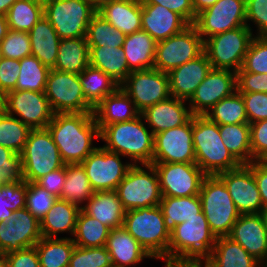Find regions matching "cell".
Instances as JSON below:
<instances>
[{
	"label": "cell",
	"mask_w": 267,
	"mask_h": 267,
	"mask_svg": "<svg viewBox=\"0 0 267 267\" xmlns=\"http://www.w3.org/2000/svg\"><path fill=\"white\" fill-rule=\"evenodd\" d=\"M47 129L65 164H81L97 148L93 139L100 138L93 113L54 114Z\"/></svg>",
	"instance_id": "6da1fadb"
},
{
	"label": "cell",
	"mask_w": 267,
	"mask_h": 267,
	"mask_svg": "<svg viewBox=\"0 0 267 267\" xmlns=\"http://www.w3.org/2000/svg\"><path fill=\"white\" fill-rule=\"evenodd\" d=\"M143 120L140 115L136 119L105 126L100 131L99 139L106 142L102 147L130 158L133 165L152 164L154 134Z\"/></svg>",
	"instance_id": "7a4b0ae2"
},
{
	"label": "cell",
	"mask_w": 267,
	"mask_h": 267,
	"mask_svg": "<svg viewBox=\"0 0 267 267\" xmlns=\"http://www.w3.org/2000/svg\"><path fill=\"white\" fill-rule=\"evenodd\" d=\"M192 139L195 163L207 176H215L241 166L223 144L219 125L205 115H193Z\"/></svg>",
	"instance_id": "3957f363"
},
{
	"label": "cell",
	"mask_w": 267,
	"mask_h": 267,
	"mask_svg": "<svg viewBox=\"0 0 267 267\" xmlns=\"http://www.w3.org/2000/svg\"><path fill=\"white\" fill-rule=\"evenodd\" d=\"M216 239L201 211L198 217L176 225L170 233L168 262H203L213 250Z\"/></svg>",
	"instance_id": "277c9868"
},
{
	"label": "cell",
	"mask_w": 267,
	"mask_h": 267,
	"mask_svg": "<svg viewBox=\"0 0 267 267\" xmlns=\"http://www.w3.org/2000/svg\"><path fill=\"white\" fill-rule=\"evenodd\" d=\"M123 226L152 258L168 261L170 233L159 205L126 211Z\"/></svg>",
	"instance_id": "5b68a950"
},
{
	"label": "cell",
	"mask_w": 267,
	"mask_h": 267,
	"mask_svg": "<svg viewBox=\"0 0 267 267\" xmlns=\"http://www.w3.org/2000/svg\"><path fill=\"white\" fill-rule=\"evenodd\" d=\"M199 197L211 232L216 238L228 236L241 214L224 182L217 175L206 176Z\"/></svg>",
	"instance_id": "8992f818"
},
{
	"label": "cell",
	"mask_w": 267,
	"mask_h": 267,
	"mask_svg": "<svg viewBox=\"0 0 267 267\" xmlns=\"http://www.w3.org/2000/svg\"><path fill=\"white\" fill-rule=\"evenodd\" d=\"M21 161L23 179L28 183H36L49 172L65 165L47 128L30 130Z\"/></svg>",
	"instance_id": "52a82bcc"
},
{
	"label": "cell",
	"mask_w": 267,
	"mask_h": 267,
	"mask_svg": "<svg viewBox=\"0 0 267 267\" xmlns=\"http://www.w3.org/2000/svg\"><path fill=\"white\" fill-rule=\"evenodd\" d=\"M116 192L126 211L155 207L162 199L158 174L151 164L133 165L118 185Z\"/></svg>",
	"instance_id": "ba28073f"
},
{
	"label": "cell",
	"mask_w": 267,
	"mask_h": 267,
	"mask_svg": "<svg viewBox=\"0 0 267 267\" xmlns=\"http://www.w3.org/2000/svg\"><path fill=\"white\" fill-rule=\"evenodd\" d=\"M44 16L60 39L86 37L89 22L97 12L88 0H43Z\"/></svg>",
	"instance_id": "9c48e42d"
},
{
	"label": "cell",
	"mask_w": 267,
	"mask_h": 267,
	"mask_svg": "<svg viewBox=\"0 0 267 267\" xmlns=\"http://www.w3.org/2000/svg\"><path fill=\"white\" fill-rule=\"evenodd\" d=\"M253 37V32L246 25L207 38L204 52L212 68L240 70Z\"/></svg>",
	"instance_id": "30bf717a"
},
{
	"label": "cell",
	"mask_w": 267,
	"mask_h": 267,
	"mask_svg": "<svg viewBox=\"0 0 267 267\" xmlns=\"http://www.w3.org/2000/svg\"><path fill=\"white\" fill-rule=\"evenodd\" d=\"M204 52V41L193 24L163 41L157 42L154 68L170 73Z\"/></svg>",
	"instance_id": "8fae6325"
},
{
	"label": "cell",
	"mask_w": 267,
	"mask_h": 267,
	"mask_svg": "<svg viewBox=\"0 0 267 267\" xmlns=\"http://www.w3.org/2000/svg\"><path fill=\"white\" fill-rule=\"evenodd\" d=\"M45 95L54 114L93 113L94 108L85 99L78 74L51 69Z\"/></svg>",
	"instance_id": "7c38bea8"
},
{
	"label": "cell",
	"mask_w": 267,
	"mask_h": 267,
	"mask_svg": "<svg viewBox=\"0 0 267 267\" xmlns=\"http://www.w3.org/2000/svg\"><path fill=\"white\" fill-rule=\"evenodd\" d=\"M120 87L140 113L171 97L169 75L155 68L132 71Z\"/></svg>",
	"instance_id": "4fadbf2b"
},
{
	"label": "cell",
	"mask_w": 267,
	"mask_h": 267,
	"mask_svg": "<svg viewBox=\"0 0 267 267\" xmlns=\"http://www.w3.org/2000/svg\"><path fill=\"white\" fill-rule=\"evenodd\" d=\"M95 192L116 190L133 163L121 161V155L97 147L81 163Z\"/></svg>",
	"instance_id": "5bb4252c"
},
{
	"label": "cell",
	"mask_w": 267,
	"mask_h": 267,
	"mask_svg": "<svg viewBox=\"0 0 267 267\" xmlns=\"http://www.w3.org/2000/svg\"><path fill=\"white\" fill-rule=\"evenodd\" d=\"M193 25L203 41L213 35L246 26V0H219L197 14Z\"/></svg>",
	"instance_id": "9a60e30c"
},
{
	"label": "cell",
	"mask_w": 267,
	"mask_h": 267,
	"mask_svg": "<svg viewBox=\"0 0 267 267\" xmlns=\"http://www.w3.org/2000/svg\"><path fill=\"white\" fill-rule=\"evenodd\" d=\"M157 171L162 196L199 195L207 176L196 163H152Z\"/></svg>",
	"instance_id": "2e32d148"
},
{
	"label": "cell",
	"mask_w": 267,
	"mask_h": 267,
	"mask_svg": "<svg viewBox=\"0 0 267 267\" xmlns=\"http://www.w3.org/2000/svg\"><path fill=\"white\" fill-rule=\"evenodd\" d=\"M195 163L192 118L182 126L154 135L152 163Z\"/></svg>",
	"instance_id": "e0dca14e"
},
{
	"label": "cell",
	"mask_w": 267,
	"mask_h": 267,
	"mask_svg": "<svg viewBox=\"0 0 267 267\" xmlns=\"http://www.w3.org/2000/svg\"><path fill=\"white\" fill-rule=\"evenodd\" d=\"M41 238L40 221L26 207L0 222V252L5 255L35 246Z\"/></svg>",
	"instance_id": "ac0fdd59"
},
{
	"label": "cell",
	"mask_w": 267,
	"mask_h": 267,
	"mask_svg": "<svg viewBox=\"0 0 267 267\" xmlns=\"http://www.w3.org/2000/svg\"><path fill=\"white\" fill-rule=\"evenodd\" d=\"M7 114H16L30 129H45L54 112L45 92L12 90L7 92Z\"/></svg>",
	"instance_id": "d6986e66"
},
{
	"label": "cell",
	"mask_w": 267,
	"mask_h": 267,
	"mask_svg": "<svg viewBox=\"0 0 267 267\" xmlns=\"http://www.w3.org/2000/svg\"><path fill=\"white\" fill-rule=\"evenodd\" d=\"M236 91L235 71L212 68L188 101L191 113L205 115L219 101Z\"/></svg>",
	"instance_id": "ffe728a7"
},
{
	"label": "cell",
	"mask_w": 267,
	"mask_h": 267,
	"mask_svg": "<svg viewBox=\"0 0 267 267\" xmlns=\"http://www.w3.org/2000/svg\"><path fill=\"white\" fill-rule=\"evenodd\" d=\"M226 185L239 213L256 214L263 208L253 171L247 165L217 175Z\"/></svg>",
	"instance_id": "44dd1931"
},
{
	"label": "cell",
	"mask_w": 267,
	"mask_h": 267,
	"mask_svg": "<svg viewBox=\"0 0 267 267\" xmlns=\"http://www.w3.org/2000/svg\"><path fill=\"white\" fill-rule=\"evenodd\" d=\"M240 244L261 264L267 260V230L259 213L242 214L227 236Z\"/></svg>",
	"instance_id": "7402d4cb"
},
{
	"label": "cell",
	"mask_w": 267,
	"mask_h": 267,
	"mask_svg": "<svg viewBox=\"0 0 267 267\" xmlns=\"http://www.w3.org/2000/svg\"><path fill=\"white\" fill-rule=\"evenodd\" d=\"M211 70L212 65L205 52L197 58L173 69L168 73L171 96L189 101L196 88Z\"/></svg>",
	"instance_id": "603a6c76"
},
{
	"label": "cell",
	"mask_w": 267,
	"mask_h": 267,
	"mask_svg": "<svg viewBox=\"0 0 267 267\" xmlns=\"http://www.w3.org/2000/svg\"><path fill=\"white\" fill-rule=\"evenodd\" d=\"M185 103V100L171 96L147 108L141 115L155 135L167 129L182 126L193 117L190 108L186 107Z\"/></svg>",
	"instance_id": "cb8c5ba5"
},
{
	"label": "cell",
	"mask_w": 267,
	"mask_h": 267,
	"mask_svg": "<svg viewBox=\"0 0 267 267\" xmlns=\"http://www.w3.org/2000/svg\"><path fill=\"white\" fill-rule=\"evenodd\" d=\"M141 7V29L156 42L174 36L190 25L181 15L161 5L141 4Z\"/></svg>",
	"instance_id": "d4e9b609"
},
{
	"label": "cell",
	"mask_w": 267,
	"mask_h": 267,
	"mask_svg": "<svg viewBox=\"0 0 267 267\" xmlns=\"http://www.w3.org/2000/svg\"><path fill=\"white\" fill-rule=\"evenodd\" d=\"M105 247L111 256L113 267H134L144 258L157 259L152 258L124 226L110 230Z\"/></svg>",
	"instance_id": "484cf974"
},
{
	"label": "cell",
	"mask_w": 267,
	"mask_h": 267,
	"mask_svg": "<svg viewBox=\"0 0 267 267\" xmlns=\"http://www.w3.org/2000/svg\"><path fill=\"white\" fill-rule=\"evenodd\" d=\"M93 114L99 131L107 125L136 119L141 115L134 102L121 87L106 96L94 108Z\"/></svg>",
	"instance_id": "4316f807"
},
{
	"label": "cell",
	"mask_w": 267,
	"mask_h": 267,
	"mask_svg": "<svg viewBox=\"0 0 267 267\" xmlns=\"http://www.w3.org/2000/svg\"><path fill=\"white\" fill-rule=\"evenodd\" d=\"M81 209L110 230L123 226L126 210L116 190L94 192Z\"/></svg>",
	"instance_id": "83f0119b"
},
{
	"label": "cell",
	"mask_w": 267,
	"mask_h": 267,
	"mask_svg": "<svg viewBox=\"0 0 267 267\" xmlns=\"http://www.w3.org/2000/svg\"><path fill=\"white\" fill-rule=\"evenodd\" d=\"M97 12L125 35L141 30V0H113Z\"/></svg>",
	"instance_id": "f1b7e54d"
},
{
	"label": "cell",
	"mask_w": 267,
	"mask_h": 267,
	"mask_svg": "<svg viewBox=\"0 0 267 267\" xmlns=\"http://www.w3.org/2000/svg\"><path fill=\"white\" fill-rule=\"evenodd\" d=\"M80 210L79 205L57 198L50 210L40 220L42 237L59 238L57 235L60 233H70L73 236Z\"/></svg>",
	"instance_id": "f546056e"
},
{
	"label": "cell",
	"mask_w": 267,
	"mask_h": 267,
	"mask_svg": "<svg viewBox=\"0 0 267 267\" xmlns=\"http://www.w3.org/2000/svg\"><path fill=\"white\" fill-rule=\"evenodd\" d=\"M205 267H260L261 263L229 237H218Z\"/></svg>",
	"instance_id": "4dcf8cb0"
},
{
	"label": "cell",
	"mask_w": 267,
	"mask_h": 267,
	"mask_svg": "<svg viewBox=\"0 0 267 267\" xmlns=\"http://www.w3.org/2000/svg\"><path fill=\"white\" fill-rule=\"evenodd\" d=\"M28 33L31 55H34L43 65L53 69L61 39L49 20L43 16Z\"/></svg>",
	"instance_id": "1f68e13d"
},
{
	"label": "cell",
	"mask_w": 267,
	"mask_h": 267,
	"mask_svg": "<svg viewBox=\"0 0 267 267\" xmlns=\"http://www.w3.org/2000/svg\"><path fill=\"white\" fill-rule=\"evenodd\" d=\"M156 44L142 29L126 35L122 48L131 72L154 68Z\"/></svg>",
	"instance_id": "d6a6232c"
},
{
	"label": "cell",
	"mask_w": 267,
	"mask_h": 267,
	"mask_svg": "<svg viewBox=\"0 0 267 267\" xmlns=\"http://www.w3.org/2000/svg\"><path fill=\"white\" fill-rule=\"evenodd\" d=\"M86 37L61 39L53 69L80 75L89 66Z\"/></svg>",
	"instance_id": "836d02e7"
},
{
	"label": "cell",
	"mask_w": 267,
	"mask_h": 267,
	"mask_svg": "<svg viewBox=\"0 0 267 267\" xmlns=\"http://www.w3.org/2000/svg\"><path fill=\"white\" fill-rule=\"evenodd\" d=\"M89 65L100 69L120 85L131 73L122 47H89Z\"/></svg>",
	"instance_id": "e575fe53"
},
{
	"label": "cell",
	"mask_w": 267,
	"mask_h": 267,
	"mask_svg": "<svg viewBox=\"0 0 267 267\" xmlns=\"http://www.w3.org/2000/svg\"><path fill=\"white\" fill-rule=\"evenodd\" d=\"M162 212L165 228L171 233L176 225L198 217L202 211V204L199 195L186 197L162 196L159 204Z\"/></svg>",
	"instance_id": "d590c367"
},
{
	"label": "cell",
	"mask_w": 267,
	"mask_h": 267,
	"mask_svg": "<svg viewBox=\"0 0 267 267\" xmlns=\"http://www.w3.org/2000/svg\"><path fill=\"white\" fill-rule=\"evenodd\" d=\"M79 79L85 99L93 108L120 87L112 77L90 65L79 75Z\"/></svg>",
	"instance_id": "8d00e7d4"
},
{
	"label": "cell",
	"mask_w": 267,
	"mask_h": 267,
	"mask_svg": "<svg viewBox=\"0 0 267 267\" xmlns=\"http://www.w3.org/2000/svg\"><path fill=\"white\" fill-rule=\"evenodd\" d=\"M219 132L223 144L241 165L252 162L249 123L219 125Z\"/></svg>",
	"instance_id": "74e56055"
},
{
	"label": "cell",
	"mask_w": 267,
	"mask_h": 267,
	"mask_svg": "<svg viewBox=\"0 0 267 267\" xmlns=\"http://www.w3.org/2000/svg\"><path fill=\"white\" fill-rule=\"evenodd\" d=\"M35 247L40 267H68L75 244L71 237H42Z\"/></svg>",
	"instance_id": "f35d334b"
},
{
	"label": "cell",
	"mask_w": 267,
	"mask_h": 267,
	"mask_svg": "<svg viewBox=\"0 0 267 267\" xmlns=\"http://www.w3.org/2000/svg\"><path fill=\"white\" fill-rule=\"evenodd\" d=\"M110 229L103 225L98 219H95L80 210L75 231L72 240L75 246L91 248L103 247L106 245Z\"/></svg>",
	"instance_id": "ab89813d"
},
{
	"label": "cell",
	"mask_w": 267,
	"mask_h": 267,
	"mask_svg": "<svg viewBox=\"0 0 267 267\" xmlns=\"http://www.w3.org/2000/svg\"><path fill=\"white\" fill-rule=\"evenodd\" d=\"M88 176L81 164H66V178L60 199L82 207L94 194Z\"/></svg>",
	"instance_id": "60d3db41"
},
{
	"label": "cell",
	"mask_w": 267,
	"mask_h": 267,
	"mask_svg": "<svg viewBox=\"0 0 267 267\" xmlns=\"http://www.w3.org/2000/svg\"><path fill=\"white\" fill-rule=\"evenodd\" d=\"M43 16V0H17L6 14L9 29L22 32H29Z\"/></svg>",
	"instance_id": "b9f144b4"
},
{
	"label": "cell",
	"mask_w": 267,
	"mask_h": 267,
	"mask_svg": "<svg viewBox=\"0 0 267 267\" xmlns=\"http://www.w3.org/2000/svg\"><path fill=\"white\" fill-rule=\"evenodd\" d=\"M205 116L218 125L248 123L245 103L238 91L219 101Z\"/></svg>",
	"instance_id": "7bdbcfd3"
},
{
	"label": "cell",
	"mask_w": 267,
	"mask_h": 267,
	"mask_svg": "<svg viewBox=\"0 0 267 267\" xmlns=\"http://www.w3.org/2000/svg\"><path fill=\"white\" fill-rule=\"evenodd\" d=\"M19 63L21 71L14 90L45 92L51 69L43 65L34 55L22 58Z\"/></svg>",
	"instance_id": "ee69618b"
},
{
	"label": "cell",
	"mask_w": 267,
	"mask_h": 267,
	"mask_svg": "<svg viewBox=\"0 0 267 267\" xmlns=\"http://www.w3.org/2000/svg\"><path fill=\"white\" fill-rule=\"evenodd\" d=\"M125 37L98 12L91 18L86 34L89 47H122Z\"/></svg>",
	"instance_id": "f6af8a7d"
},
{
	"label": "cell",
	"mask_w": 267,
	"mask_h": 267,
	"mask_svg": "<svg viewBox=\"0 0 267 267\" xmlns=\"http://www.w3.org/2000/svg\"><path fill=\"white\" fill-rule=\"evenodd\" d=\"M30 130L19 118L5 114L0 117V145L21 154Z\"/></svg>",
	"instance_id": "bcb514c9"
},
{
	"label": "cell",
	"mask_w": 267,
	"mask_h": 267,
	"mask_svg": "<svg viewBox=\"0 0 267 267\" xmlns=\"http://www.w3.org/2000/svg\"><path fill=\"white\" fill-rule=\"evenodd\" d=\"M27 181L0 185V222H6L14 211L26 207Z\"/></svg>",
	"instance_id": "7dc6e473"
},
{
	"label": "cell",
	"mask_w": 267,
	"mask_h": 267,
	"mask_svg": "<svg viewBox=\"0 0 267 267\" xmlns=\"http://www.w3.org/2000/svg\"><path fill=\"white\" fill-rule=\"evenodd\" d=\"M68 267H113L105 246L84 248L75 246Z\"/></svg>",
	"instance_id": "c3c4849f"
},
{
	"label": "cell",
	"mask_w": 267,
	"mask_h": 267,
	"mask_svg": "<svg viewBox=\"0 0 267 267\" xmlns=\"http://www.w3.org/2000/svg\"><path fill=\"white\" fill-rule=\"evenodd\" d=\"M245 72L267 74V37L254 36L244 58Z\"/></svg>",
	"instance_id": "681fc988"
},
{
	"label": "cell",
	"mask_w": 267,
	"mask_h": 267,
	"mask_svg": "<svg viewBox=\"0 0 267 267\" xmlns=\"http://www.w3.org/2000/svg\"><path fill=\"white\" fill-rule=\"evenodd\" d=\"M56 197L51 195L48 191L41 188L36 183L27 184L26 192V208L39 221L46 215V213L53 206Z\"/></svg>",
	"instance_id": "f907efd6"
},
{
	"label": "cell",
	"mask_w": 267,
	"mask_h": 267,
	"mask_svg": "<svg viewBox=\"0 0 267 267\" xmlns=\"http://www.w3.org/2000/svg\"><path fill=\"white\" fill-rule=\"evenodd\" d=\"M3 57L21 60L31 55V42L28 32L8 30L0 43Z\"/></svg>",
	"instance_id": "816d5d0a"
},
{
	"label": "cell",
	"mask_w": 267,
	"mask_h": 267,
	"mask_svg": "<svg viewBox=\"0 0 267 267\" xmlns=\"http://www.w3.org/2000/svg\"><path fill=\"white\" fill-rule=\"evenodd\" d=\"M0 180L2 183L22 182L21 154L0 145Z\"/></svg>",
	"instance_id": "f5cc1de1"
},
{
	"label": "cell",
	"mask_w": 267,
	"mask_h": 267,
	"mask_svg": "<svg viewBox=\"0 0 267 267\" xmlns=\"http://www.w3.org/2000/svg\"><path fill=\"white\" fill-rule=\"evenodd\" d=\"M256 24V35L267 37V0H246V25L253 30L248 22Z\"/></svg>",
	"instance_id": "db71d44e"
},
{
	"label": "cell",
	"mask_w": 267,
	"mask_h": 267,
	"mask_svg": "<svg viewBox=\"0 0 267 267\" xmlns=\"http://www.w3.org/2000/svg\"><path fill=\"white\" fill-rule=\"evenodd\" d=\"M245 103L248 123L267 119V93H240Z\"/></svg>",
	"instance_id": "11a10c76"
},
{
	"label": "cell",
	"mask_w": 267,
	"mask_h": 267,
	"mask_svg": "<svg viewBox=\"0 0 267 267\" xmlns=\"http://www.w3.org/2000/svg\"><path fill=\"white\" fill-rule=\"evenodd\" d=\"M236 84L239 93H267V74L245 72L241 68L236 72Z\"/></svg>",
	"instance_id": "9f6ffc18"
},
{
	"label": "cell",
	"mask_w": 267,
	"mask_h": 267,
	"mask_svg": "<svg viewBox=\"0 0 267 267\" xmlns=\"http://www.w3.org/2000/svg\"><path fill=\"white\" fill-rule=\"evenodd\" d=\"M252 161H259L267 152V119L250 124Z\"/></svg>",
	"instance_id": "6f0895ef"
},
{
	"label": "cell",
	"mask_w": 267,
	"mask_h": 267,
	"mask_svg": "<svg viewBox=\"0 0 267 267\" xmlns=\"http://www.w3.org/2000/svg\"><path fill=\"white\" fill-rule=\"evenodd\" d=\"M20 71L19 60L4 57L0 61V89L6 93L14 90Z\"/></svg>",
	"instance_id": "680465c9"
},
{
	"label": "cell",
	"mask_w": 267,
	"mask_h": 267,
	"mask_svg": "<svg viewBox=\"0 0 267 267\" xmlns=\"http://www.w3.org/2000/svg\"><path fill=\"white\" fill-rule=\"evenodd\" d=\"M141 4L161 5L181 15L189 24H193L197 16L192 6V0H141Z\"/></svg>",
	"instance_id": "91938a15"
},
{
	"label": "cell",
	"mask_w": 267,
	"mask_h": 267,
	"mask_svg": "<svg viewBox=\"0 0 267 267\" xmlns=\"http://www.w3.org/2000/svg\"><path fill=\"white\" fill-rule=\"evenodd\" d=\"M66 178V164L58 170L49 172L40 178L36 184L56 198H60Z\"/></svg>",
	"instance_id": "94428289"
},
{
	"label": "cell",
	"mask_w": 267,
	"mask_h": 267,
	"mask_svg": "<svg viewBox=\"0 0 267 267\" xmlns=\"http://www.w3.org/2000/svg\"><path fill=\"white\" fill-rule=\"evenodd\" d=\"M8 267H40L35 246L6 254Z\"/></svg>",
	"instance_id": "6125c7cd"
},
{
	"label": "cell",
	"mask_w": 267,
	"mask_h": 267,
	"mask_svg": "<svg viewBox=\"0 0 267 267\" xmlns=\"http://www.w3.org/2000/svg\"><path fill=\"white\" fill-rule=\"evenodd\" d=\"M254 174L258 190L260 192L263 207L267 206V166L260 161H252L247 165Z\"/></svg>",
	"instance_id": "be15d7a7"
},
{
	"label": "cell",
	"mask_w": 267,
	"mask_h": 267,
	"mask_svg": "<svg viewBox=\"0 0 267 267\" xmlns=\"http://www.w3.org/2000/svg\"><path fill=\"white\" fill-rule=\"evenodd\" d=\"M219 0H192V6L195 14H199L203 10L213 6Z\"/></svg>",
	"instance_id": "e7e4bbea"
},
{
	"label": "cell",
	"mask_w": 267,
	"mask_h": 267,
	"mask_svg": "<svg viewBox=\"0 0 267 267\" xmlns=\"http://www.w3.org/2000/svg\"><path fill=\"white\" fill-rule=\"evenodd\" d=\"M9 30L6 15L0 14V43L6 37Z\"/></svg>",
	"instance_id": "03108f58"
},
{
	"label": "cell",
	"mask_w": 267,
	"mask_h": 267,
	"mask_svg": "<svg viewBox=\"0 0 267 267\" xmlns=\"http://www.w3.org/2000/svg\"><path fill=\"white\" fill-rule=\"evenodd\" d=\"M7 114V93L0 89V117Z\"/></svg>",
	"instance_id": "003e7915"
},
{
	"label": "cell",
	"mask_w": 267,
	"mask_h": 267,
	"mask_svg": "<svg viewBox=\"0 0 267 267\" xmlns=\"http://www.w3.org/2000/svg\"><path fill=\"white\" fill-rule=\"evenodd\" d=\"M165 267H199V262H168V261H165Z\"/></svg>",
	"instance_id": "a7ac6f4b"
},
{
	"label": "cell",
	"mask_w": 267,
	"mask_h": 267,
	"mask_svg": "<svg viewBox=\"0 0 267 267\" xmlns=\"http://www.w3.org/2000/svg\"><path fill=\"white\" fill-rule=\"evenodd\" d=\"M17 0H0V14L6 15L10 7L16 2Z\"/></svg>",
	"instance_id": "89a4df30"
},
{
	"label": "cell",
	"mask_w": 267,
	"mask_h": 267,
	"mask_svg": "<svg viewBox=\"0 0 267 267\" xmlns=\"http://www.w3.org/2000/svg\"><path fill=\"white\" fill-rule=\"evenodd\" d=\"M91 3V6L99 11L104 5L110 3L113 0H88Z\"/></svg>",
	"instance_id": "2644e50d"
},
{
	"label": "cell",
	"mask_w": 267,
	"mask_h": 267,
	"mask_svg": "<svg viewBox=\"0 0 267 267\" xmlns=\"http://www.w3.org/2000/svg\"><path fill=\"white\" fill-rule=\"evenodd\" d=\"M259 215L262 219V222L267 230V206L266 207H263L260 212H259Z\"/></svg>",
	"instance_id": "8c879c8a"
},
{
	"label": "cell",
	"mask_w": 267,
	"mask_h": 267,
	"mask_svg": "<svg viewBox=\"0 0 267 267\" xmlns=\"http://www.w3.org/2000/svg\"><path fill=\"white\" fill-rule=\"evenodd\" d=\"M0 267H8L7 258L3 252H0Z\"/></svg>",
	"instance_id": "753ad0ef"
},
{
	"label": "cell",
	"mask_w": 267,
	"mask_h": 267,
	"mask_svg": "<svg viewBox=\"0 0 267 267\" xmlns=\"http://www.w3.org/2000/svg\"><path fill=\"white\" fill-rule=\"evenodd\" d=\"M263 165L267 166V152L265 155L259 160Z\"/></svg>",
	"instance_id": "34e18365"
},
{
	"label": "cell",
	"mask_w": 267,
	"mask_h": 267,
	"mask_svg": "<svg viewBox=\"0 0 267 267\" xmlns=\"http://www.w3.org/2000/svg\"><path fill=\"white\" fill-rule=\"evenodd\" d=\"M3 54H2V50H1V46H0V61L3 59Z\"/></svg>",
	"instance_id": "11e5206c"
},
{
	"label": "cell",
	"mask_w": 267,
	"mask_h": 267,
	"mask_svg": "<svg viewBox=\"0 0 267 267\" xmlns=\"http://www.w3.org/2000/svg\"><path fill=\"white\" fill-rule=\"evenodd\" d=\"M199 267H205L202 262H199Z\"/></svg>",
	"instance_id": "2a66077c"
},
{
	"label": "cell",
	"mask_w": 267,
	"mask_h": 267,
	"mask_svg": "<svg viewBox=\"0 0 267 267\" xmlns=\"http://www.w3.org/2000/svg\"><path fill=\"white\" fill-rule=\"evenodd\" d=\"M260 267H267V265H265V264H261Z\"/></svg>",
	"instance_id": "b9fcfbb0"
}]
</instances>
